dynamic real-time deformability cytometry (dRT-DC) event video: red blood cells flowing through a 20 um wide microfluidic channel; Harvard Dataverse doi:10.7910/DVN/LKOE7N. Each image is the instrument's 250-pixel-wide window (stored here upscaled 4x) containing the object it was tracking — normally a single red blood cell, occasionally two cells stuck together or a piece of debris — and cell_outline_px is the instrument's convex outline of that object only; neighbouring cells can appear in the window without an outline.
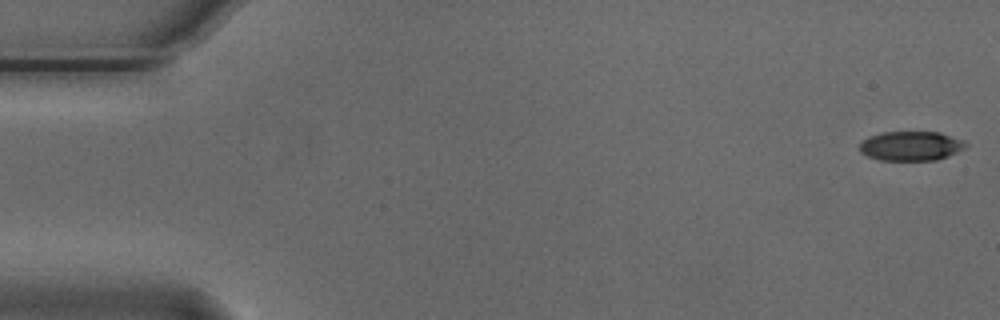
{"species": "Egyptian fruit bat (a non-hibernating species)", "species_latin": "Rousettus aegyptiacus", "temperature_condition": "cold", "stored_images_in_passage": 55, "camera_frame_rate_fps": 3000, "um_per_image_px": 0.085, "animal": {"sex": "male"}, "frame": {"image": 1, "passage_image": 1, "time_ms": 0.0, "image_size_px": [1000, 320], "cell_outline_px": [[968, 144], [964, 148], [948, 156], [936, 160], [880, 160], [868, 156], [860, 152], [860, 144], [864, 140], [872, 136], [884, 132], [940, 132], [960, 140]], "centroid_in_image_um": [77.43, 12.41], "position_along_channel_um": 7.6, "area_um2": 17.86}}
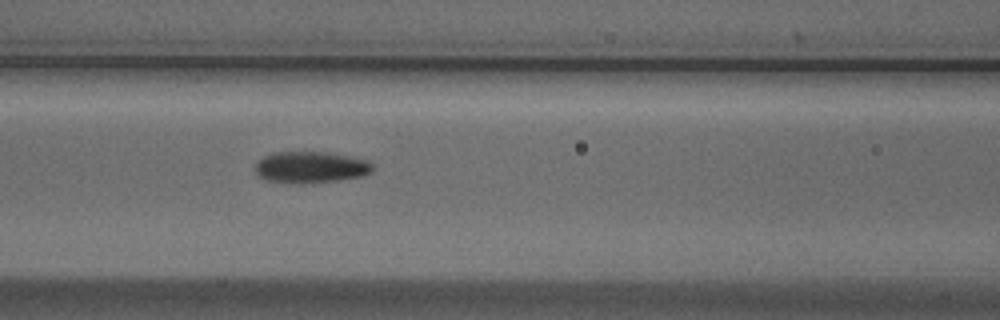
{"frame": {"image": 2, "passage_image": 23, "time_ms": 7.333, "image_size_px": [1000, 320], "cell_outline_px": [[372, 172], [360, 176], [340, 180], [304, 184], [292, 184], [268, 180], [256, 176], [256, 164], [264, 156], [272, 152], [324, 152], [368, 160], [372, 164]], "centroid_in_image_um": [26.38, 14.23], "position_along_channel_um": 140.2, "area_um2": 21.56}}
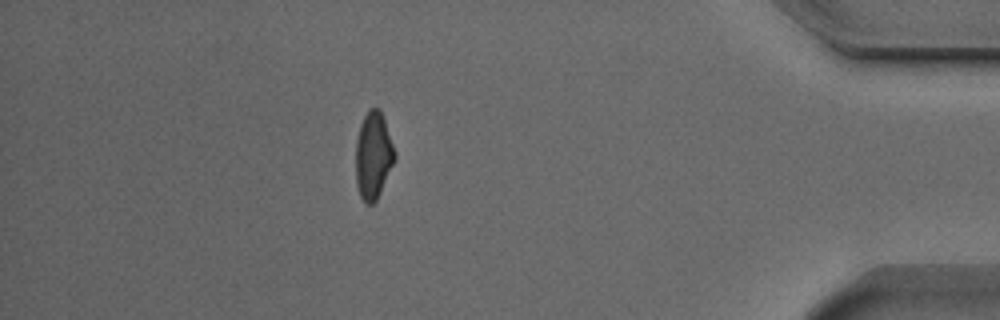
{"frame": {"image": 3, "passage_image": 48, "time_ms": 15.667, "image_size_px": [1000, 320], "cell_outline_px": [[396, 156], [380, 192], [376, 200], [372, 204], [364, 204], [360, 196], [356, 184], [356, 140], [360, 124], [368, 108], [380, 108], [396, 152]], "centroid_in_image_um": [31.71, 13.2], "position_along_channel_um": 403.5, "area_um2": 19.77}, "authors_computed_cell_mechanics": {"area_um2": 20.23, "velocity_mm_per_s": 3.7373, "shape_relaxation_time_tau1_ms": 4.0013, "shape_relaxation_time_tau2_ms": 2.5123, "deformation_change_tau1": 0.1333, "deformation_change_tau2": 0.0833}}